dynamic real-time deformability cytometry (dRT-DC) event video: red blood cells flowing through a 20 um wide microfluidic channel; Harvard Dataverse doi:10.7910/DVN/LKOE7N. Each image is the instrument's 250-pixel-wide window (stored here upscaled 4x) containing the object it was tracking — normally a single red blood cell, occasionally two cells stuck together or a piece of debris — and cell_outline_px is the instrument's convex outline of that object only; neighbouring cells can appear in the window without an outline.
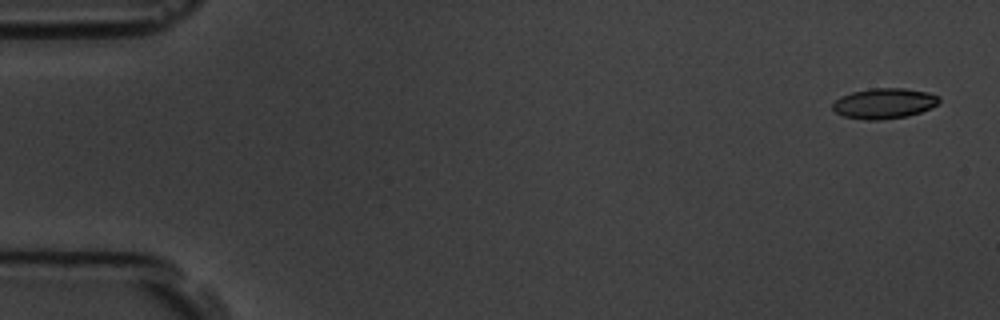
{"species": "common noctule bat (a hibernating species)", "species_latin": "Nyctalus noctula", "temperature_condition": "room temperature", "stored_images_in_passage": 6, "camera_frame_rate_fps": 3000, "um_per_image_px": 0.085, "animal": {"sex": "male", "body_mass_g": 19.5, "forearm_length_mm": 54.6}, "frame": {"image": 1, "passage_image": 1, "time_ms": 0.0, "image_size_px": [1000, 320], "cell_outline_px": [[940, 100], [936, 104], [920, 112], [908, 116], [880, 120], [864, 120], [844, 116], [836, 112], [832, 108], [832, 104], [840, 96], [852, 92], [872, 88], [904, 88], [928, 92], [940, 96]], "centroid_in_image_um": [75.14, 8.79], "position_along_channel_um": 9.9, "area_um2": 18.84}}
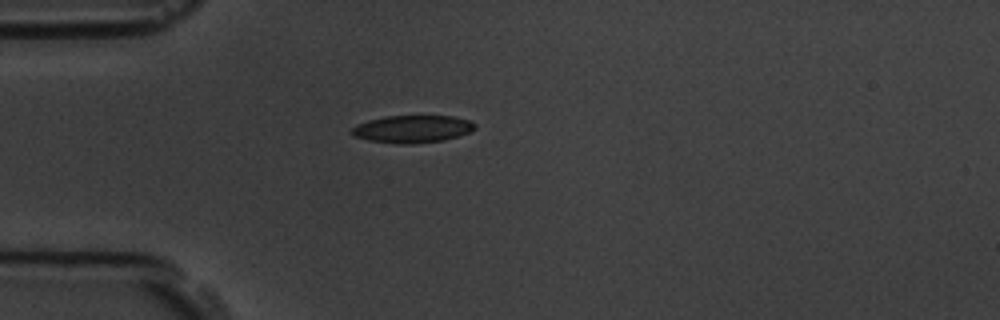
{"frame": {"image": 2, "passage_image": 4, "time_ms": 4.333, "image_size_px": [1000, 320], "cell_outline_px": [[476, 128], [460, 136], [444, 140], [412, 144], [400, 144], [368, 140], [352, 136], [348, 132], [356, 124], [368, 120], [384, 116], [452, 116], [468, 120], [476, 124]], "centroid_in_image_um": [35.01, 10.97], "position_along_channel_um": 50.0, "area_um2": 19.88}}
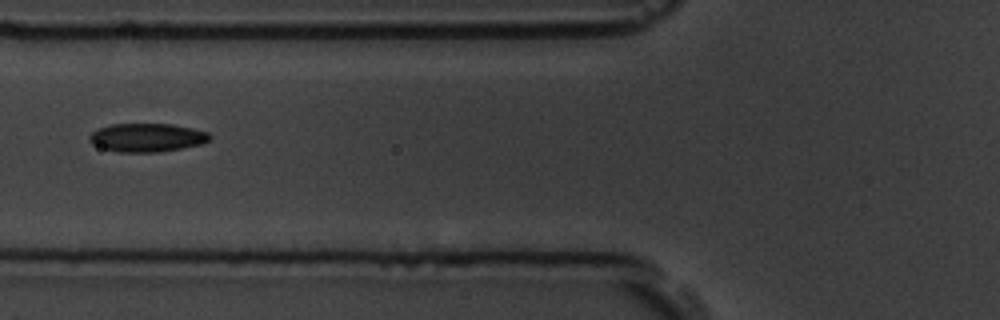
{"frame": {"image": 3, "passage_image": 6, "time_ms": 6.333, "image_size_px": [1000, 320], "cell_outline_px": [[212, 136], [204, 144], [160, 152], [116, 152], [100, 148], [92, 144], [88, 140], [88, 136], [92, 132], [100, 128], [112, 124], [172, 124], [192, 128], [208, 132]], "centroid_in_image_um": [12.49, 11.7], "position_along_channel_um": 113.3, "area_um2": 20.17}}